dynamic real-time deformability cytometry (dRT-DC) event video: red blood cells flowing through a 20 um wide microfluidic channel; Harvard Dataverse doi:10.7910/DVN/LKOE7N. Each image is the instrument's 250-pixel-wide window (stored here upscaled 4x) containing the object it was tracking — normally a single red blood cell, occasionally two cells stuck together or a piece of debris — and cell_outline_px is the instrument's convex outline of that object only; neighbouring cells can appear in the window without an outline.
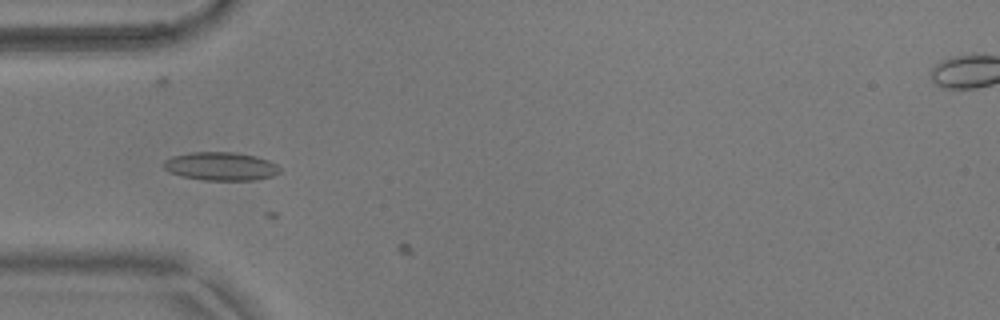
{"species": "common noctule bat (a hibernating species)", "species_latin": "Nyctalus noctula", "temperature_condition": "warm", "stored_images_in_passage": 4, "camera_frame_rate_fps": 3000, "um_per_image_px": 0.085, "animal": {"sex": "male", "body_mass_g": 17.9}, "frame": {"image": 1, "passage_image": 3, "time_ms": 0.667, "image_size_px": [1000, 320], "cell_outline_px": [[280, 172], [272, 176], [256, 180], [204, 180], [184, 176], [168, 172], [164, 168], [164, 160], [172, 156], [192, 152], [232, 152], [256, 156], [268, 160], [276, 164], [280, 168]], "centroid_in_image_um": [18.77, 14.13], "position_along_channel_um": 66.2, "area_um2": 19.13}}